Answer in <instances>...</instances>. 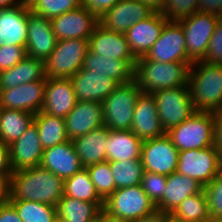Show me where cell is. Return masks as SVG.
<instances>
[{
    "label": "cell",
    "mask_w": 222,
    "mask_h": 222,
    "mask_svg": "<svg viewBox=\"0 0 222 222\" xmlns=\"http://www.w3.org/2000/svg\"><path fill=\"white\" fill-rule=\"evenodd\" d=\"M172 215L185 222H205L208 220L210 215L204 190L187 197Z\"/></svg>",
    "instance_id": "cell-37"
},
{
    "label": "cell",
    "mask_w": 222,
    "mask_h": 222,
    "mask_svg": "<svg viewBox=\"0 0 222 222\" xmlns=\"http://www.w3.org/2000/svg\"><path fill=\"white\" fill-rule=\"evenodd\" d=\"M9 146L0 141V174H11Z\"/></svg>",
    "instance_id": "cell-49"
},
{
    "label": "cell",
    "mask_w": 222,
    "mask_h": 222,
    "mask_svg": "<svg viewBox=\"0 0 222 222\" xmlns=\"http://www.w3.org/2000/svg\"><path fill=\"white\" fill-rule=\"evenodd\" d=\"M219 19V16L213 14L196 12L190 17L178 21L183 27L187 57L192 63L204 60Z\"/></svg>",
    "instance_id": "cell-10"
},
{
    "label": "cell",
    "mask_w": 222,
    "mask_h": 222,
    "mask_svg": "<svg viewBox=\"0 0 222 222\" xmlns=\"http://www.w3.org/2000/svg\"><path fill=\"white\" fill-rule=\"evenodd\" d=\"M203 61L207 63L222 64V18L219 19L215 26Z\"/></svg>",
    "instance_id": "cell-43"
},
{
    "label": "cell",
    "mask_w": 222,
    "mask_h": 222,
    "mask_svg": "<svg viewBox=\"0 0 222 222\" xmlns=\"http://www.w3.org/2000/svg\"><path fill=\"white\" fill-rule=\"evenodd\" d=\"M109 129L106 126L95 129L72 140L83 168L106 162V144Z\"/></svg>",
    "instance_id": "cell-27"
},
{
    "label": "cell",
    "mask_w": 222,
    "mask_h": 222,
    "mask_svg": "<svg viewBox=\"0 0 222 222\" xmlns=\"http://www.w3.org/2000/svg\"><path fill=\"white\" fill-rule=\"evenodd\" d=\"M108 162L116 189L141 185L144 173L141 159Z\"/></svg>",
    "instance_id": "cell-35"
},
{
    "label": "cell",
    "mask_w": 222,
    "mask_h": 222,
    "mask_svg": "<svg viewBox=\"0 0 222 222\" xmlns=\"http://www.w3.org/2000/svg\"><path fill=\"white\" fill-rule=\"evenodd\" d=\"M57 40L85 39L93 34L99 19L83 5L50 19Z\"/></svg>",
    "instance_id": "cell-13"
},
{
    "label": "cell",
    "mask_w": 222,
    "mask_h": 222,
    "mask_svg": "<svg viewBox=\"0 0 222 222\" xmlns=\"http://www.w3.org/2000/svg\"><path fill=\"white\" fill-rule=\"evenodd\" d=\"M40 167L63 180L83 169L72 140L44 149Z\"/></svg>",
    "instance_id": "cell-24"
},
{
    "label": "cell",
    "mask_w": 222,
    "mask_h": 222,
    "mask_svg": "<svg viewBox=\"0 0 222 222\" xmlns=\"http://www.w3.org/2000/svg\"><path fill=\"white\" fill-rule=\"evenodd\" d=\"M26 56V50L22 46H0V72L12 68Z\"/></svg>",
    "instance_id": "cell-44"
},
{
    "label": "cell",
    "mask_w": 222,
    "mask_h": 222,
    "mask_svg": "<svg viewBox=\"0 0 222 222\" xmlns=\"http://www.w3.org/2000/svg\"><path fill=\"white\" fill-rule=\"evenodd\" d=\"M188 85L195 111L214 112L222 109V64L193 62Z\"/></svg>",
    "instance_id": "cell-2"
},
{
    "label": "cell",
    "mask_w": 222,
    "mask_h": 222,
    "mask_svg": "<svg viewBox=\"0 0 222 222\" xmlns=\"http://www.w3.org/2000/svg\"><path fill=\"white\" fill-rule=\"evenodd\" d=\"M198 0H166L160 11L168 21H179L197 12Z\"/></svg>",
    "instance_id": "cell-40"
},
{
    "label": "cell",
    "mask_w": 222,
    "mask_h": 222,
    "mask_svg": "<svg viewBox=\"0 0 222 222\" xmlns=\"http://www.w3.org/2000/svg\"><path fill=\"white\" fill-rule=\"evenodd\" d=\"M28 10L21 5L0 9V46L15 45L26 48Z\"/></svg>",
    "instance_id": "cell-25"
},
{
    "label": "cell",
    "mask_w": 222,
    "mask_h": 222,
    "mask_svg": "<svg viewBox=\"0 0 222 222\" xmlns=\"http://www.w3.org/2000/svg\"><path fill=\"white\" fill-rule=\"evenodd\" d=\"M140 159L144 171L169 176L177 171L179 150L165 134L158 138L144 140Z\"/></svg>",
    "instance_id": "cell-11"
},
{
    "label": "cell",
    "mask_w": 222,
    "mask_h": 222,
    "mask_svg": "<svg viewBox=\"0 0 222 222\" xmlns=\"http://www.w3.org/2000/svg\"><path fill=\"white\" fill-rule=\"evenodd\" d=\"M168 20L161 12L154 11L149 17L135 23L124 34L129 48L136 58L145 56L160 37Z\"/></svg>",
    "instance_id": "cell-17"
},
{
    "label": "cell",
    "mask_w": 222,
    "mask_h": 222,
    "mask_svg": "<svg viewBox=\"0 0 222 222\" xmlns=\"http://www.w3.org/2000/svg\"><path fill=\"white\" fill-rule=\"evenodd\" d=\"M166 180L165 175L144 171L141 186L153 203L157 204L164 196Z\"/></svg>",
    "instance_id": "cell-42"
},
{
    "label": "cell",
    "mask_w": 222,
    "mask_h": 222,
    "mask_svg": "<svg viewBox=\"0 0 222 222\" xmlns=\"http://www.w3.org/2000/svg\"><path fill=\"white\" fill-rule=\"evenodd\" d=\"M164 220H165V213L156 211L155 213L149 216L143 217L133 222H164Z\"/></svg>",
    "instance_id": "cell-52"
},
{
    "label": "cell",
    "mask_w": 222,
    "mask_h": 222,
    "mask_svg": "<svg viewBox=\"0 0 222 222\" xmlns=\"http://www.w3.org/2000/svg\"><path fill=\"white\" fill-rule=\"evenodd\" d=\"M43 149L66 142L68 139L63 118L51 116L43 111L34 115Z\"/></svg>",
    "instance_id": "cell-33"
},
{
    "label": "cell",
    "mask_w": 222,
    "mask_h": 222,
    "mask_svg": "<svg viewBox=\"0 0 222 222\" xmlns=\"http://www.w3.org/2000/svg\"><path fill=\"white\" fill-rule=\"evenodd\" d=\"M46 80H36L11 89L0 90V108L37 114L41 111Z\"/></svg>",
    "instance_id": "cell-14"
},
{
    "label": "cell",
    "mask_w": 222,
    "mask_h": 222,
    "mask_svg": "<svg viewBox=\"0 0 222 222\" xmlns=\"http://www.w3.org/2000/svg\"><path fill=\"white\" fill-rule=\"evenodd\" d=\"M166 135L179 151L215 146L213 112L195 111L181 124L170 128Z\"/></svg>",
    "instance_id": "cell-4"
},
{
    "label": "cell",
    "mask_w": 222,
    "mask_h": 222,
    "mask_svg": "<svg viewBox=\"0 0 222 222\" xmlns=\"http://www.w3.org/2000/svg\"><path fill=\"white\" fill-rule=\"evenodd\" d=\"M55 222H65V221H62V220H60V219L57 218V219L55 220Z\"/></svg>",
    "instance_id": "cell-59"
},
{
    "label": "cell",
    "mask_w": 222,
    "mask_h": 222,
    "mask_svg": "<svg viewBox=\"0 0 222 222\" xmlns=\"http://www.w3.org/2000/svg\"><path fill=\"white\" fill-rule=\"evenodd\" d=\"M177 172L206 186L220 173L219 149L210 146L179 151Z\"/></svg>",
    "instance_id": "cell-9"
},
{
    "label": "cell",
    "mask_w": 222,
    "mask_h": 222,
    "mask_svg": "<svg viewBox=\"0 0 222 222\" xmlns=\"http://www.w3.org/2000/svg\"><path fill=\"white\" fill-rule=\"evenodd\" d=\"M36 80H46L45 62L26 55L18 64L0 72V90Z\"/></svg>",
    "instance_id": "cell-29"
},
{
    "label": "cell",
    "mask_w": 222,
    "mask_h": 222,
    "mask_svg": "<svg viewBox=\"0 0 222 222\" xmlns=\"http://www.w3.org/2000/svg\"><path fill=\"white\" fill-rule=\"evenodd\" d=\"M153 12V9L139 0H120L99 18V23L108 30L124 34Z\"/></svg>",
    "instance_id": "cell-15"
},
{
    "label": "cell",
    "mask_w": 222,
    "mask_h": 222,
    "mask_svg": "<svg viewBox=\"0 0 222 222\" xmlns=\"http://www.w3.org/2000/svg\"><path fill=\"white\" fill-rule=\"evenodd\" d=\"M22 222H55L57 210L55 206L28 200H9Z\"/></svg>",
    "instance_id": "cell-36"
},
{
    "label": "cell",
    "mask_w": 222,
    "mask_h": 222,
    "mask_svg": "<svg viewBox=\"0 0 222 222\" xmlns=\"http://www.w3.org/2000/svg\"><path fill=\"white\" fill-rule=\"evenodd\" d=\"M147 60L162 63H192L186 52V40L182 25L178 21H168L160 37L144 56Z\"/></svg>",
    "instance_id": "cell-12"
},
{
    "label": "cell",
    "mask_w": 222,
    "mask_h": 222,
    "mask_svg": "<svg viewBox=\"0 0 222 222\" xmlns=\"http://www.w3.org/2000/svg\"><path fill=\"white\" fill-rule=\"evenodd\" d=\"M86 169L97 193L105 201L116 190L109 162L97 163Z\"/></svg>",
    "instance_id": "cell-38"
},
{
    "label": "cell",
    "mask_w": 222,
    "mask_h": 222,
    "mask_svg": "<svg viewBox=\"0 0 222 222\" xmlns=\"http://www.w3.org/2000/svg\"><path fill=\"white\" fill-rule=\"evenodd\" d=\"M69 140L83 136L104 125L102 103L77 101L75 107L64 118Z\"/></svg>",
    "instance_id": "cell-21"
},
{
    "label": "cell",
    "mask_w": 222,
    "mask_h": 222,
    "mask_svg": "<svg viewBox=\"0 0 222 222\" xmlns=\"http://www.w3.org/2000/svg\"><path fill=\"white\" fill-rule=\"evenodd\" d=\"M34 114L0 108V141L10 146L33 123Z\"/></svg>",
    "instance_id": "cell-32"
},
{
    "label": "cell",
    "mask_w": 222,
    "mask_h": 222,
    "mask_svg": "<svg viewBox=\"0 0 222 222\" xmlns=\"http://www.w3.org/2000/svg\"><path fill=\"white\" fill-rule=\"evenodd\" d=\"M77 101L102 103L119 85L105 74L80 69L70 78Z\"/></svg>",
    "instance_id": "cell-20"
},
{
    "label": "cell",
    "mask_w": 222,
    "mask_h": 222,
    "mask_svg": "<svg viewBox=\"0 0 222 222\" xmlns=\"http://www.w3.org/2000/svg\"><path fill=\"white\" fill-rule=\"evenodd\" d=\"M40 0H19V5L32 10Z\"/></svg>",
    "instance_id": "cell-54"
},
{
    "label": "cell",
    "mask_w": 222,
    "mask_h": 222,
    "mask_svg": "<svg viewBox=\"0 0 222 222\" xmlns=\"http://www.w3.org/2000/svg\"><path fill=\"white\" fill-rule=\"evenodd\" d=\"M143 141L131 130H109L106 146L107 161L141 158Z\"/></svg>",
    "instance_id": "cell-30"
},
{
    "label": "cell",
    "mask_w": 222,
    "mask_h": 222,
    "mask_svg": "<svg viewBox=\"0 0 222 222\" xmlns=\"http://www.w3.org/2000/svg\"><path fill=\"white\" fill-rule=\"evenodd\" d=\"M56 210L57 218L65 222H96L101 208L96 203L63 195Z\"/></svg>",
    "instance_id": "cell-31"
},
{
    "label": "cell",
    "mask_w": 222,
    "mask_h": 222,
    "mask_svg": "<svg viewBox=\"0 0 222 222\" xmlns=\"http://www.w3.org/2000/svg\"><path fill=\"white\" fill-rule=\"evenodd\" d=\"M11 174H0V204L10 199Z\"/></svg>",
    "instance_id": "cell-50"
},
{
    "label": "cell",
    "mask_w": 222,
    "mask_h": 222,
    "mask_svg": "<svg viewBox=\"0 0 222 222\" xmlns=\"http://www.w3.org/2000/svg\"><path fill=\"white\" fill-rule=\"evenodd\" d=\"M164 222H185L175 218L172 214H165Z\"/></svg>",
    "instance_id": "cell-56"
},
{
    "label": "cell",
    "mask_w": 222,
    "mask_h": 222,
    "mask_svg": "<svg viewBox=\"0 0 222 222\" xmlns=\"http://www.w3.org/2000/svg\"><path fill=\"white\" fill-rule=\"evenodd\" d=\"M141 93L135 80L119 84L102 102L104 126L109 130H130L135 104Z\"/></svg>",
    "instance_id": "cell-5"
},
{
    "label": "cell",
    "mask_w": 222,
    "mask_h": 222,
    "mask_svg": "<svg viewBox=\"0 0 222 222\" xmlns=\"http://www.w3.org/2000/svg\"><path fill=\"white\" fill-rule=\"evenodd\" d=\"M43 151L38 129L33 122L22 136L9 146L12 172L40 166Z\"/></svg>",
    "instance_id": "cell-16"
},
{
    "label": "cell",
    "mask_w": 222,
    "mask_h": 222,
    "mask_svg": "<svg viewBox=\"0 0 222 222\" xmlns=\"http://www.w3.org/2000/svg\"><path fill=\"white\" fill-rule=\"evenodd\" d=\"M192 63H162L137 58L134 80L142 93L152 94L158 90L188 85L189 70Z\"/></svg>",
    "instance_id": "cell-3"
},
{
    "label": "cell",
    "mask_w": 222,
    "mask_h": 222,
    "mask_svg": "<svg viewBox=\"0 0 222 222\" xmlns=\"http://www.w3.org/2000/svg\"><path fill=\"white\" fill-rule=\"evenodd\" d=\"M144 4H147L154 11L160 12L165 4L166 0H139Z\"/></svg>",
    "instance_id": "cell-53"
},
{
    "label": "cell",
    "mask_w": 222,
    "mask_h": 222,
    "mask_svg": "<svg viewBox=\"0 0 222 222\" xmlns=\"http://www.w3.org/2000/svg\"><path fill=\"white\" fill-rule=\"evenodd\" d=\"M88 40H57L54 50L45 62L46 78H71L83 64L88 52Z\"/></svg>",
    "instance_id": "cell-7"
},
{
    "label": "cell",
    "mask_w": 222,
    "mask_h": 222,
    "mask_svg": "<svg viewBox=\"0 0 222 222\" xmlns=\"http://www.w3.org/2000/svg\"><path fill=\"white\" fill-rule=\"evenodd\" d=\"M76 103V94L70 78H46L41 111L64 119Z\"/></svg>",
    "instance_id": "cell-23"
},
{
    "label": "cell",
    "mask_w": 222,
    "mask_h": 222,
    "mask_svg": "<svg viewBox=\"0 0 222 222\" xmlns=\"http://www.w3.org/2000/svg\"><path fill=\"white\" fill-rule=\"evenodd\" d=\"M120 0H82V5L98 19Z\"/></svg>",
    "instance_id": "cell-45"
},
{
    "label": "cell",
    "mask_w": 222,
    "mask_h": 222,
    "mask_svg": "<svg viewBox=\"0 0 222 222\" xmlns=\"http://www.w3.org/2000/svg\"><path fill=\"white\" fill-rule=\"evenodd\" d=\"M81 5L82 0H40L32 11L47 19H52Z\"/></svg>",
    "instance_id": "cell-39"
},
{
    "label": "cell",
    "mask_w": 222,
    "mask_h": 222,
    "mask_svg": "<svg viewBox=\"0 0 222 222\" xmlns=\"http://www.w3.org/2000/svg\"><path fill=\"white\" fill-rule=\"evenodd\" d=\"M88 47L91 52L96 54L127 60L135 68L137 58L131 52L123 33L108 30L98 23L88 39Z\"/></svg>",
    "instance_id": "cell-18"
},
{
    "label": "cell",
    "mask_w": 222,
    "mask_h": 222,
    "mask_svg": "<svg viewBox=\"0 0 222 222\" xmlns=\"http://www.w3.org/2000/svg\"><path fill=\"white\" fill-rule=\"evenodd\" d=\"M220 173H222V149H219Z\"/></svg>",
    "instance_id": "cell-57"
},
{
    "label": "cell",
    "mask_w": 222,
    "mask_h": 222,
    "mask_svg": "<svg viewBox=\"0 0 222 222\" xmlns=\"http://www.w3.org/2000/svg\"><path fill=\"white\" fill-rule=\"evenodd\" d=\"M205 222H222V220L209 218V219L206 220Z\"/></svg>",
    "instance_id": "cell-58"
},
{
    "label": "cell",
    "mask_w": 222,
    "mask_h": 222,
    "mask_svg": "<svg viewBox=\"0 0 222 222\" xmlns=\"http://www.w3.org/2000/svg\"><path fill=\"white\" fill-rule=\"evenodd\" d=\"M210 218L222 220V173L203 187Z\"/></svg>",
    "instance_id": "cell-41"
},
{
    "label": "cell",
    "mask_w": 222,
    "mask_h": 222,
    "mask_svg": "<svg viewBox=\"0 0 222 222\" xmlns=\"http://www.w3.org/2000/svg\"><path fill=\"white\" fill-rule=\"evenodd\" d=\"M64 195V180L40 166L11 173L9 200H28L57 206Z\"/></svg>",
    "instance_id": "cell-1"
},
{
    "label": "cell",
    "mask_w": 222,
    "mask_h": 222,
    "mask_svg": "<svg viewBox=\"0 0 222 222\" xmlns=\"http://www.w3.org/2000/svg\"><path fill=\"white\" fill-rule=\"evenodd\" d=\"M64 196L96 203L101 209L104 207V200L97 193L86 168L64 180Z\"/></svg>",
    "instance_id": "cell-34"
},
{
    "label": "cell",
    "mask_w": 222,
    "mask_h": 222,
    "mask_svg": "<svg viewBox=\"0 0 222 222\" xmlns=\"http://www.w3.org/2000/svg\"><path fill=\"white\" fill-rule=\"evenodd\" d=\"M96 222H131V221L123 219L121 217L113 216L102 208Z\"/></svg>",
    "instance_id": "cell-51"
},
{
    "label": "cell",
    "mask_w": 222,
    "mask_h": 222,
    "mask_svg": "<svg viewBox=\"0 0 222 222\" xmlns=\"http://www.w3.org/2000/svg\"><path fill=\"white\" fill-rule=\"evenodd\" d=\"M130 130L142 141L166 134L160 123L156 101L152 94L141 93L138 97Z\"/></svg>",
    "instance_id": "cell-22"
},
{
    "label": "cell",
    "mask_w": 222,
    "mask_h": 222,
    "mask_svg": "<svg viewBox=\"0 0 222 222\" xmlns=\"http://www.w3.org/2000/svg\"><path fill=\"white\" fill-rule=\"evenodd\" d=\"M197 12L213 14L222 18V0H198Z\"/></svg>",
    "instance_id": "cell-46"
},
{
    "label": "cell",
    "mask_w": 222,
    "mask_h": 222,
    "mask_svg": "<svg viewBox=\"0 0 222 222\" xmlns=\"http://www.w3.org/2000/svg\"><path fill=\"white\" fill-rule=\"evenodd\" d=\"M152 95L165 132L181 124L195 112L189 85L158 90Z\"/></svg>",
    "instance_id": "cell-8"
},
{
    "label": "cell",
    "mask_w": 222,
    "mask_h": 222,
    "mask_svg": "<svg viewBox=\"0 0 222 222\" xmlns=\"http://www.w3.org/2000/svg\"><path fill=\"white\" fill-rule=\"evenodd\" d=\"M103 209L109 214L131 222L157 211L141 185L116 189L105 201Z\"/></svg>",
    "instance_id": "cell-6"
},
{
    "label": "cell",
    "mask_w": 222,
    "mask_h": 222,
    "mask_svg": "<svg viewBox=\"0 0 222 222\" xmlns=\"http://www.w3.org/2000/svg\"><path fill=\"white\" fill-rule=\"evenodd\" d=\"M57 44L50 19L28 10L26 55L45 61Z\"/></svg>",
    "instance_id": "cell-19"
},
{
    "label": "cell",
    "mask_w": 222,
    "mask_h": 222,
    "mask_svg": "<svg viewBox=\"0 0 222 222\" xmlns=\"http://www.w3.org/2000/svg\"><path fill=\"white\" fill-rule=\"evenodd\" d=\"M203 186L195 179L173 172L167 176L166 190L162 199L156 204L157 211L172 214L189 196L199 193Z\"/></svg>",
    "instance_id": "cell-26"
},
{
    "label": "cell",
    "mask_w": 222,
    "mask_h": 222,
    "mask_svg": "<svg viewBox=\"0 0 222 222\" xmlns=\"http://www.w3.org/2000/svg\"><path fill=\"white\" fill-rule=\"evenodd\" d=\"M214 117V142L218 149H222V109L213 112Z\"/></svg>",
    "instance_id": "cell-48"
},
{
    "label": "cell",
    "mask_w": 222,
    "mask_h": 222,
    "mask_svg": "<svg viewBox=\"0 0 222 222\" xmlns=\"http://www.w3.org/2000/svg\"><path fill=\"white\" fill-rule=\"evenodd\" d=\"M19 5V0H0V9Z\"/></svg>",
    "instance_id": "cell-55"
},
{
    "label": "cell",
    "mask_w": 222,
    "mask_h": 222,
    "mask_svg": "<svg viewBox=\"0 0 222 222\" xmlns=\"http://www.w3.org/2000/svg\"><path fill=\"white\" fill-rule=\"evenodd\" d=\"M0 222H22L15 208L9 203L0 204Z\"/></svg>",
    "instance_id": "cell-47"
},
{
    "label": "cell",
    "mask_w": 222,
    "mask_h": 222,
    "mask_svg": "<svg viewBox=\"0 0 222 222\" xmlns=\"http://www.w3.org/2000/svg\"><path fill=\"white\" fill-rule=\"evenodd\" d=\"M93 70L94 73L105 74L118 84L129 83L134 80L135 68L127 60H118L88 52L83 60L82 68Z\"/></svg>",
    "instance_id": "cell-28"
}]
</instances>
